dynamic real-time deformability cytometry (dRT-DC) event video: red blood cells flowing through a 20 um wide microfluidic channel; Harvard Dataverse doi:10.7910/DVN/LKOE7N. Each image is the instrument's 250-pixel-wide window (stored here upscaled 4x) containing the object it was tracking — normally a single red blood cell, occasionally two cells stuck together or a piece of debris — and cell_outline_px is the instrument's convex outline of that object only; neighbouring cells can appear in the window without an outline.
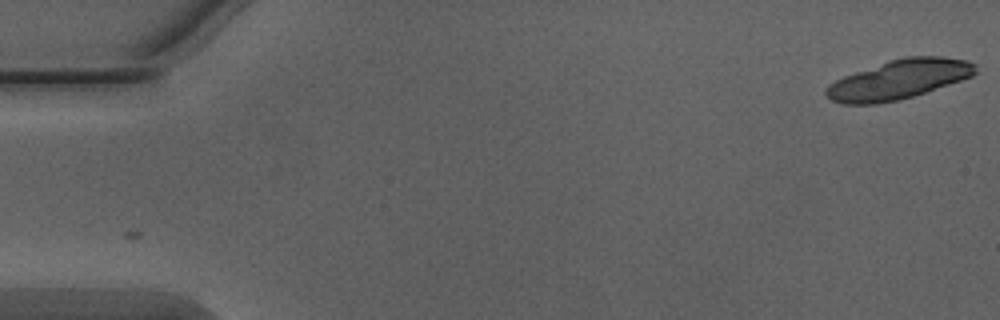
{"species": "Egyptian fruit bat (a non-hibernating species)", "species_latin": "Rousettus aegyptiacus", "temperature_condition": "warm", "stored_images_in_passage": 18, "camera_frame_rate_fps": 3000, "um_per_image_px": 0.085, "animal": {"sex": "male"}, "frame": {"image": 1, "passage_image": 1, "time_ms": 0.0, "image_size_px": [1000, 320], "cell_outline_px": [[976, 72], [972, 76], [912, 96], [896, 100], [876, 104], [840, 104], [832, 100], [824, 92], [828, 84], [844, 76], [888, 60], [904, 56], [944, 56], [968, 60], [976, 64]], "centroid_in_image_um": [76.39, 6.74], "position_along_channel_um": 8.6, "area_um2": 34.04}}